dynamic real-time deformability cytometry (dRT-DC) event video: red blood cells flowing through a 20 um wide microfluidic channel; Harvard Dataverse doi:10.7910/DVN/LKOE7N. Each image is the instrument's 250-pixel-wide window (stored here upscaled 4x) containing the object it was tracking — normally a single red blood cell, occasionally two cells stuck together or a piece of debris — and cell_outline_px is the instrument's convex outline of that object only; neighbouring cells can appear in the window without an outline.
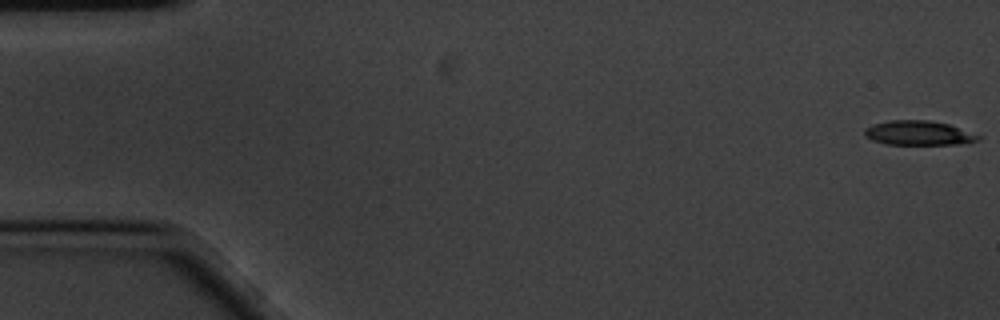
{"species": "common noctule bat (a hibernating species)", "species_latin": "Nyctalus noctula", "temperature_condition": "cold", "stored_images_in_passage": 8, "camera_frame_rate_fps": 3000, "um_per_image_px": 0.085, "animal": {"sex": "male", "body_mass_g": 20.1, "forearm_length_mm": 53.5}, "frame": {"image": 1, "passage_image": 1, "time_ms": 0.0, "image_size_px": [1000, 320], "cell_outline_px": [[984, 136], [976, 140], [964, 144], [884, 144], [872, 140], [864, 136], [864, 128], [872, 124], [888, 120], [928, 120], [948, 124]], "centroid_in_image_um": [78.05, 11.3], "position_along_channel_um": 6.9, "area_um2": 16.3}}